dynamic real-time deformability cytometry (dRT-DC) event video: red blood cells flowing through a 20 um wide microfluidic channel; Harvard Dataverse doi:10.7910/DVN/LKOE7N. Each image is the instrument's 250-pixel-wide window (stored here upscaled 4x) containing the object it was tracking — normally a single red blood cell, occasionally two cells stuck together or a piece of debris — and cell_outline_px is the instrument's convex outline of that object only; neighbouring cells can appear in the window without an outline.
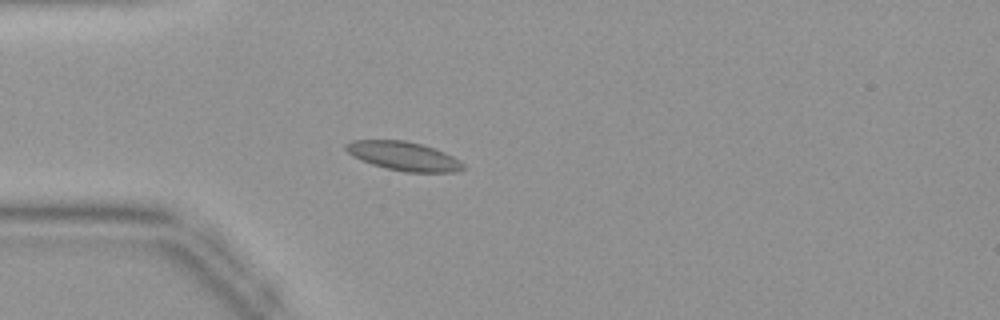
{"species": "common noctule bat (a hibernating species)", "species_latin": "Nyctalus noctula", "temperature_condition": "warm", "stored_images_in_passage": 45, "camera_frame_rate_fps": 3000, "um_per_image_px": 0.085, "animal": {"sex": "female", "body_mass_g": 19.9}, "frame": {"image": 1, "passage_image": 13, "time_ms": 4.0, "image_size_px": [1000, 320], "cell_outline_px": [[464, 168], [456, 172], [404, 172], [372, 164], [360, 160], [352, 156], [344, 148], [344, 144], [352, 140], [404, 140], [420, 144], [444, 152], [460, 160], [464, 164]], "centroid_in_image_um": [34.28, 13.27], "position_along_channel_um": 50.7, "area_um2": 19.65}}
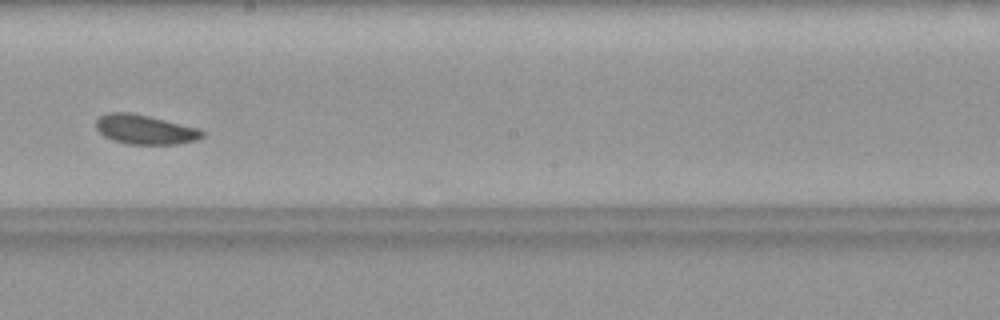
{"frame": {"image": 2, "passage_image": 26, "time_ms": 8.333, "image_size_px": [1000, 320], "cell_outline_px": [[204, 136], [196, 140], [176, 144], [128, 144], [112, 140], [104, 136], [96, 128], [96, 120], [100, 116], [108, 112], [128, 112], [148, 116], [200, 128], [204, 132]], "centroid_in_image_um": [12.32, 11.01], "position_along_channel_um": 235.9, "area_um2": 18.21}}
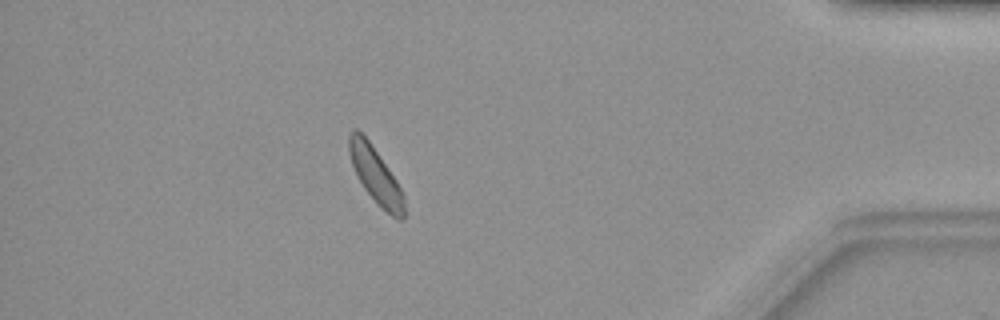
{"frame": {"image": 3, "passage_image": 40, "time_ms": 13.0, "image_size_px": [1000, 320], "cell_outline_px": [[404, 216], [400, 220], [396, 220], [380, 208], [364, 188], [356, 176], [348, 152], [348, 132], [352, 128], [356, 128], [368, 140], [396, 180], [404, 196]], "centroid_in_image_um": [31.89, 14.91], "position_along_channel_um": 403.3, "area_um2": 17.98}}